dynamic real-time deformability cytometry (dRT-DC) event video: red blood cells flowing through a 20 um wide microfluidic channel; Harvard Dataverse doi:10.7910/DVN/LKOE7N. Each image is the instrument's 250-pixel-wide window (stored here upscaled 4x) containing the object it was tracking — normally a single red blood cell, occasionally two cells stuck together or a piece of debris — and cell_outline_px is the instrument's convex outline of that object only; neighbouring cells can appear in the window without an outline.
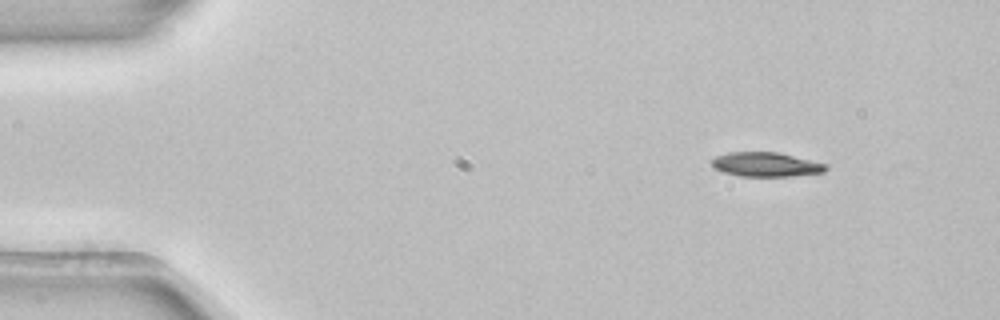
{"species": "common noctule bat (a hibernating species)", "species_latin": "Nyctalus noctula", "temperature_condition": "room temperature", "stored_images_in_passage": 4, "camera_frame_rate_fps": 3000, "um_per_image_px": 0.085, "animal": {"sex": "female", "body_mass_g": 22.7, "forearm_length_mm": 54.2}, "frame": {"image": 1, "passage_image": 1, "time_ms": 0.0, "image_size_px": [1000, 320], "cell_outline_px": [[828, 168], [824, 172], [788, 176], [740, 176], [724, 172], [716, 168], [712, 164], [712, 160], [716, 156], [728, 152], [780, 152], [828, 164]], "centroid_in_image_um": [65.15, 13.97], "position_along_channel_um": 19.9, "area_um2": 16.13}}
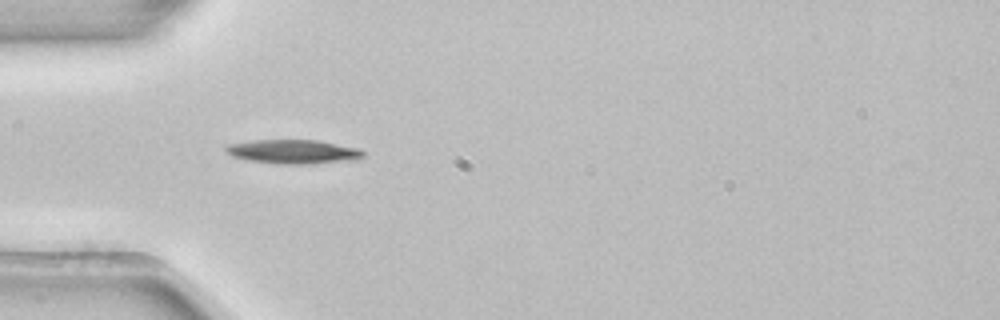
{"frame": {"image": 2, "passage_image": 3, "time_ms": 0.667, "image_size_px": [1000, 320], "cell_outline_px": [[364, 156], [356, 160], [312, 164], [280, 164], [248, 160], [232, 156], [224, 148], [228, 144], [252, 140], [320, 140], [360, 148], [364, 152]], "centroid_in_image_um": [24.98, 12.89], "position_along_channel_um": 60.0, "area_um2": 19.48}}